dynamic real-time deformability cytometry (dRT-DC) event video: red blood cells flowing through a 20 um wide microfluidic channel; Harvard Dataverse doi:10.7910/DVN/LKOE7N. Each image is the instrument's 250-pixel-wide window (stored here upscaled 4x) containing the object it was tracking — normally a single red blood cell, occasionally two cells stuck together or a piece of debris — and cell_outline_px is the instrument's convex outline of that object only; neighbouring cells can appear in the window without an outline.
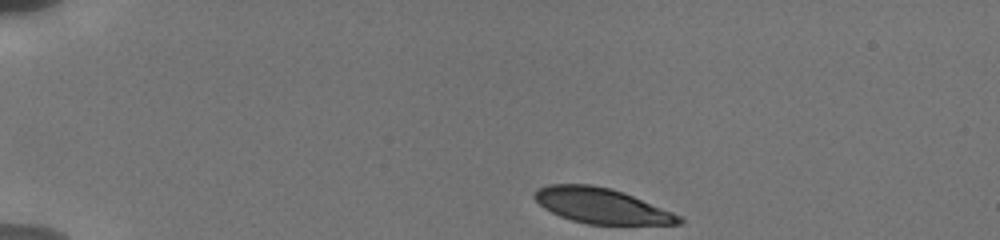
{"species": "human", "species_latin": "Homo sapiens", "temperature_condition": "cold", "stored_images_in_passage": 14, "camera_frame_rate_fps": 3000, "um_per_image_px": 0.085, "donor": {"sex": "male"}, "frame": {"image": 1, "passage_image": 1, "time_ms": 0.0, "image_size_px": [1000, 240], "cell_outline_px": [[684, 220], [680, 224], [588, 224], [572, 220], [560, 216], [544, 208], [532, 196], [536, 188], [548, 184], [592, 184], [612, 188], [684, 216]], "centroid_in_image_um": [51.13, 17.48], "position_along_channel_um": 33.9, "area_um2": 29.77}}
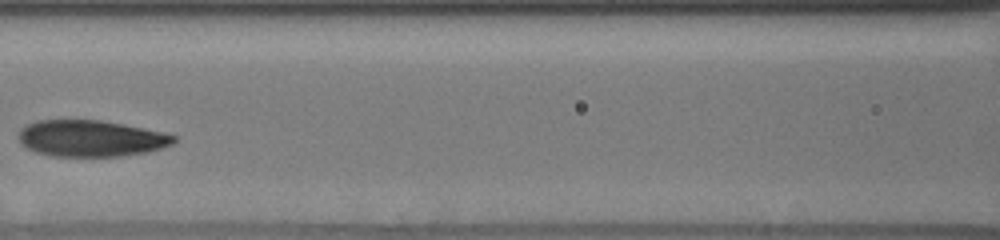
{"frame": {"image": 2, "passage_image": 10, "time_ms": 5.333, "image_size_px": [1000, 240], "cell_outline_px": [[176, 140], [172, 144], [148, 152], [120, 156], [52, 156], [36, 152], [28, 148], [20, 140], [20, 128], [24, 124], [36, 120], [100, 120], [124, 124], [160, 132], [176, 136]], "centroid_in_image_um": [7.7, 11.76], "position_along_channel_um": 158.9, "area_um2": 32.71}}
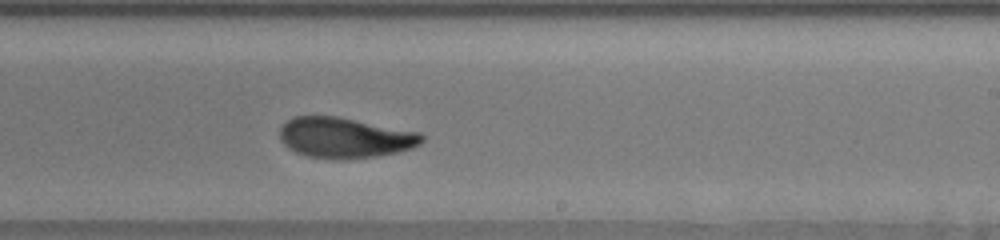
{"frame": {"image": 3, "passage_image": 14, "time_ms": 8.0, "image_size_px": [1000, 240], "cell_outline_px": [[424, 140], [420, 144], [412, 148], [396, 152], [376, 156], [340, 160], [308, 156], [296, 152], [288, 148], [280, 140], [280, 124], [292, 116], [336, 116], [420, 132], [424, 136]], "centroid_in_image_um": [29.28, 11.7], "position_along_channel_um": 259.7, "area_um2": 33.7}}